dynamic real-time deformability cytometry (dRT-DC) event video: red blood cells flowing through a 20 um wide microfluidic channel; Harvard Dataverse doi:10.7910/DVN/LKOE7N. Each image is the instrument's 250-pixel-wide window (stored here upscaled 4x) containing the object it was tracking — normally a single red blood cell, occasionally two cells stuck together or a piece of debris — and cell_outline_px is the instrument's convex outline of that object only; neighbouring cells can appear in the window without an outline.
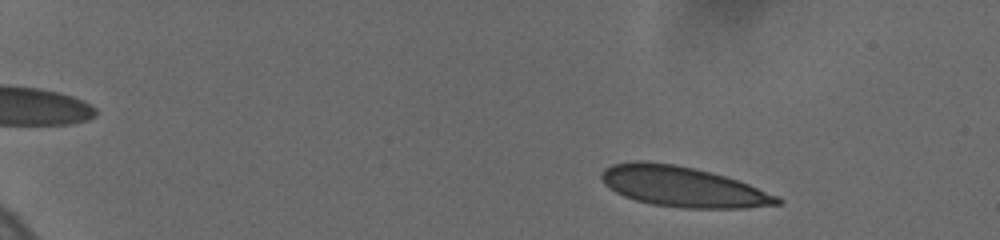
{"species": "human", "species_latin": "Homo sapiens", "temperature_condition": "cold", "stored_images_in_passage": 7, "camera_frame_rate_fps": 3000, "um_per_image_px": 0.085, "donor": {"sex": "female"}, "frame": {"image": 1, "passage_image": 1, "time_ms": 0.0, "image_size_px": [1000, 240], "cell_outline_px": [[784, 200], [780, 204], [744, 208], [688, 208], [652, 204], [636, 200], [624, 196], [616, 192], [604, 184], [600, 176], [600, 172], [604, 168], [612, 164], [632, 160], [644, 160], [676, 164], [696, 168], [724, 176], [748, 184], [780, 196]], "centroid_in_image_um": [58.01, 15.85], "position_along_channel_um": 27.0, "area_um2": 41.5}}
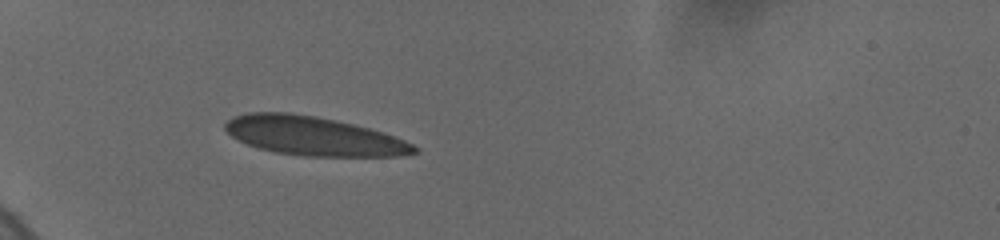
{"frame": {"image": 2, "passage_image": 5, "time_ms": 3.667, "image_size_px": [1000, 240], "cell_outline_px": [[416, 152], [400, 156], [304, 156], [276, 152], [260, 148], [248, 144], [232, 136], [224, 128], [224, 124], [232, 116], [248, 112], [292, 112], [316, 116], [336, 120], [368, 128], [404, 140], [412, 144], [416, 148]], "centroid_in_image_um": [26.6, 11.55], "position_along_channel_um": 58.4, "area_um2": 42.48}}
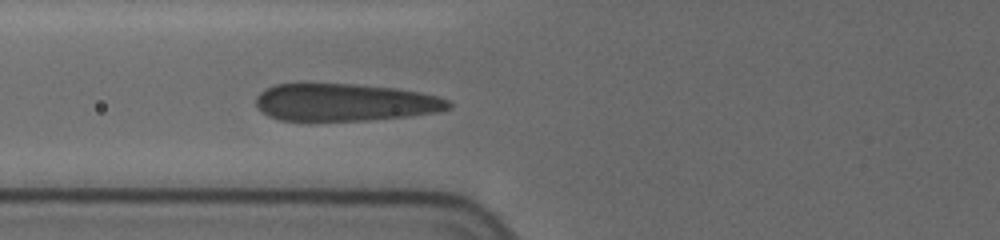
{"frame": {"image": 3, "passage_image": 7, "time_ms": 5.333, "image_size_px": [1000, 240], "cell_outline_px": [[452, 108], [436, 112], [408, 116], [368, 120], [280, 120], [268, 116], [260, 112], [256, 104], [256, 96], [260, 92], [276, 84], [352, 84], [396, 88], [420, 92], [436, 96], [448, 100], [452, 104]], "centroid_in_image_um": [29.31, 8.7], "position_along_channel_um": 96.5, "area_um2": 41.85}}